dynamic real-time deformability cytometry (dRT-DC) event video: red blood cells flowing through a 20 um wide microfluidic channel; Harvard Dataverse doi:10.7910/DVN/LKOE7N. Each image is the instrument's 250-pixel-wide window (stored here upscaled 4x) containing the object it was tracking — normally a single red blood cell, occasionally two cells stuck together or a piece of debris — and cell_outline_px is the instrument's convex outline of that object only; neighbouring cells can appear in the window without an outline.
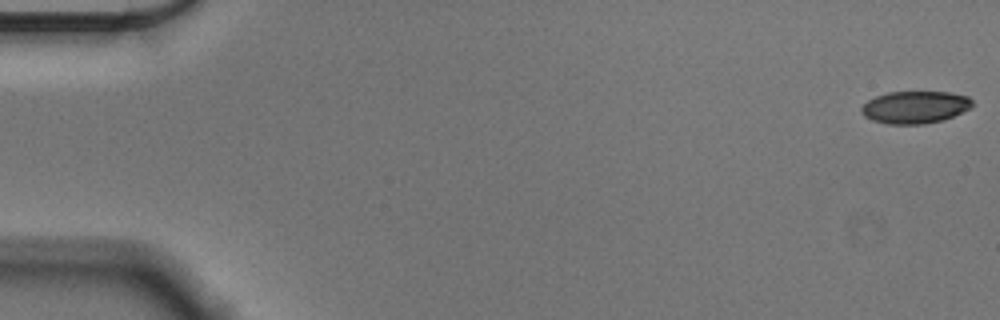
{"species": "Egyptian fruit bat (a non-hibernating species)", "species_latin": "Rousettus aegyptiacus", "temperature_condition": "cold", "stored_images_in_passage": 56, "camera_frame_rate_fps": 3000, "um_per_image_px": 0.085, "animal": {"sex": "male"}, "frame": {"image": 1, "passage_image": 1, "time_ms": 0.0, "image_size_px": [1000, 320], "cell_outline_px": [[972, 108], [944, 120], [924, 124], [888, 124], [872, 120], [864, 116], [860, 112], [860, 108], [868, 100], [876, 96], [888, 92], [948, 92], [968, 96], [972, 100]], "centroid_in_image_um": [77.78, 9.12], "position_along_channel_um": 7.2, "area_um2": 21.04}}
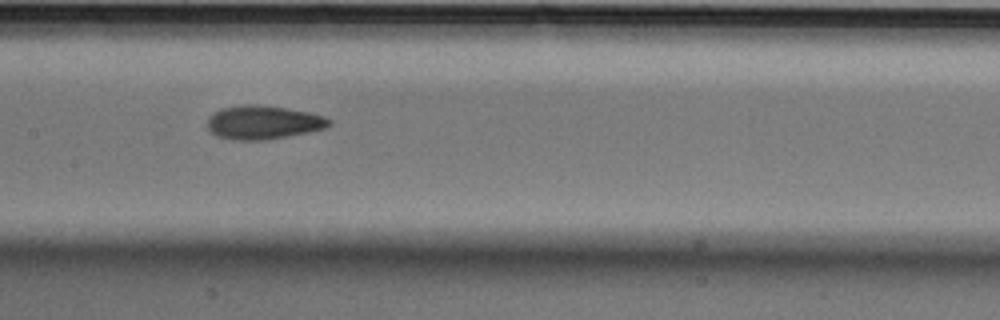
{"frame": {"image": 2, "passage_image": 28, "time_ms": 9.0, "image_size_px": [1000, 320], "cell_outline_px": [[332, 124], [324, 128], [308, 132], [268, 140], [232, 140], [216, 136], [208, 128], [208, 116], [220, 108], [244, 104], [256, 104], [288, 108], [308, 112], [324, 116], [332, 120]], "centroid_in_image_um": [22.36, 10.4], "position_along_channel_um": 185.0, "area_um2": 24.1}}
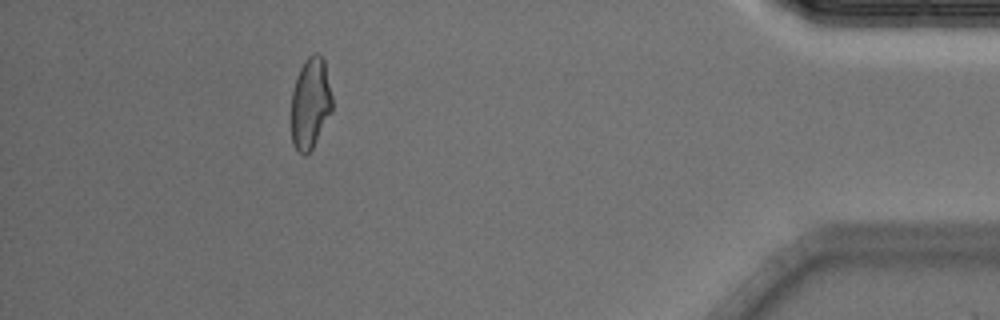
{"frame": {"image": 3, "passage_image": 51, "time_ms": 16.667, "image_size_px": [1000, 320], "cell_outline_px": [[332, 112], [312, 148], [304, 156], [292, 144], [292, 92], [300, 68], [304, 60], [308, 56], [316, 52], [324, 60], [332, 96]], "centroid_in_image_um": [26.39, 8.77], "position_along_channel_um": 408.8, "area_um2": 21.56}, "authors_computed_cell_mechanics": {"area_um2": 22.5998, "velocity_mm_per_s": 3.5864, "shape_relaxation_time_tau1_ms": 8.5559, "shape_relaxation_time_tau2_ms": 2.7018, "deformation_change_tau1": 0.1911, "deformation_change_tau2": 0.093}}